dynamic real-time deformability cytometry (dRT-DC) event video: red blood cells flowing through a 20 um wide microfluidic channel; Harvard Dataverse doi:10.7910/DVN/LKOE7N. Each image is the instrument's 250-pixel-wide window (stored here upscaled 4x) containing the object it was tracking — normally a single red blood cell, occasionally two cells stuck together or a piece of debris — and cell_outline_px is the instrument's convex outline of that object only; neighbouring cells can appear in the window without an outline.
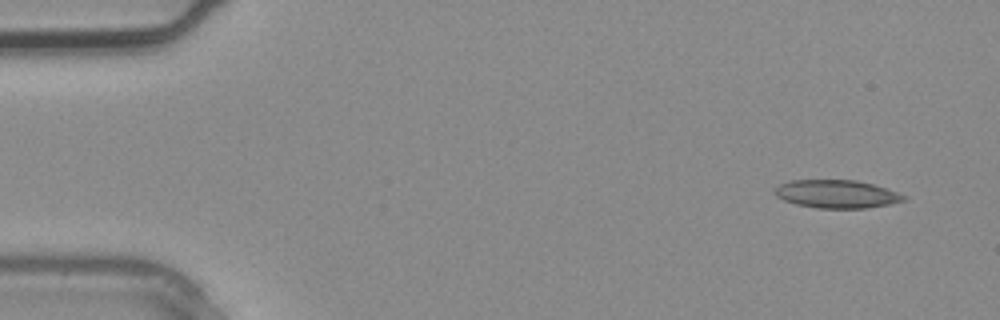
{"species": "common noctule bat (a hibernating species)", "species_latin": "Nyctalus noctula", "temperature_condition": "warm", "stored_images_in_passage": 3, "segment_of_instrument_passage": [2, 2], "camera_frame_rate_fps": 3000, "um_per_image_px": 0.085, "animal": {"sex": "male", "body_mass_g": 20.4}, "frame": {"image": 1, "passage_image": 3, "time_ms": 0.667, "image_size_px": [1000, 320], "cell_outline_px": [[908, 200], [868, 208], [816, 208], [796, 204], [784, 200], [776, 196], [772, 192], [780, 184], [788, 180], [856, 180], [872, 184], [908, 196]], "centroid_in_image_um": [71.1, 16.49], "position_along_channel_um": 13.9, "area_um2": 21.15}}